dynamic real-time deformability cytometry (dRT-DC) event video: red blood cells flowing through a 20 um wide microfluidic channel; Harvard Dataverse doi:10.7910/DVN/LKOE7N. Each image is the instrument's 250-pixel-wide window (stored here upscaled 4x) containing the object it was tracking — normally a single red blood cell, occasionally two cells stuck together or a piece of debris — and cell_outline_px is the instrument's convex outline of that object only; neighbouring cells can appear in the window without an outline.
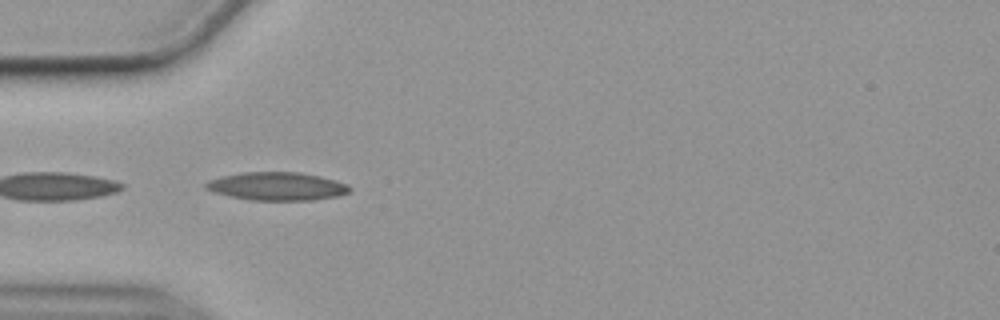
{"species": "common noctule bat (a hibernating species)", "species_latin": "Nyctalus noctula", "temperature_condition": "cold", "stored_images_in_passage": 48, "camera_frame_rate_fps": 3000, "um_per_image_px": 0.085, "animal": {"sex": "female", "body_mass_g": 19.9}, "frame": {"image": 1, "passage_image": 13, "time_ms": 4.0, "image_size_px": [1000, 320], "cell_outline_px": [[352, 188], [348, 192], [340, 196], [312, 200], [252, 200], [232, 196], [216, 192], [204, 188], [204, 184], [208, 180], [220, 176], [244, 172], [296, 172], [320, 176], [336, 180], [348, 184]], "centroid_in_image_um": [23.57, 15.83], "position_along_channel_um": 61.4, "area_um2": 23.58}}
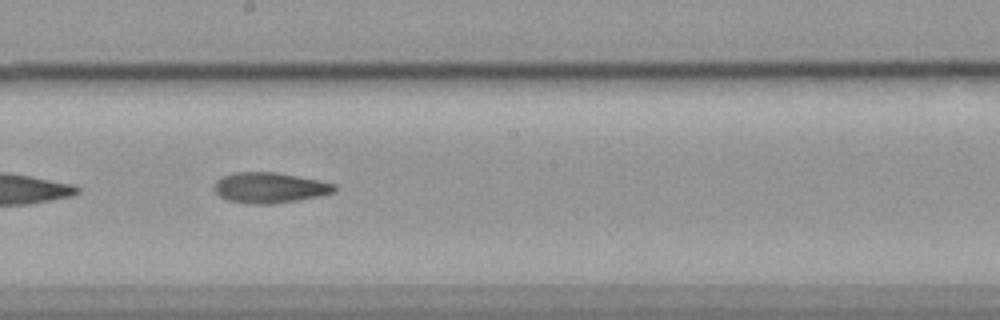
{"frame": {"image": 2, "passage_image": 27, "time_ms": 8.667, "image_size_px": [1000, 320], "cell_outline_px": [[336, 192], [296, 200], [272, 204], [252, 204], [228, 200], [220, 196], [216, 192], [216, 180], [224, 176], [236, 172], [276, 172], [320, 180], [336, 184]], "centroid_in_image_um": [22.96, 15.95], "position_along_channel_um": 225.2, "area_um2": 21.15}}
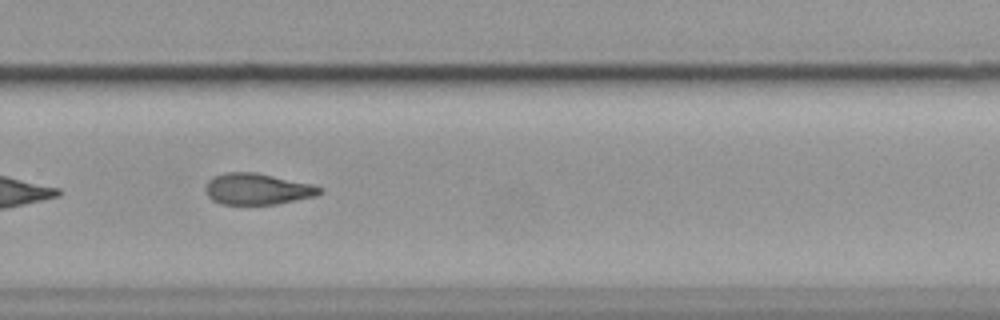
{"frame": {"image": 3, "passage_image": 34, "time_ms": 11.0, "image_size_px": [1000, 320], "cell_outline_px": [[324, 192], [316, 196], [276, 204], [220, 204], [212, 200], [208, 196], [204, 188], [208, 180], [216, 176], [228, 172], [256, 172], [308, 184], [320, 188]], "centroid_in_image_um": [21.83, 16.07], "position_along_channel_um": 308.0, "area_um2": 20.52}, "authors_computed_cell_mechanics": {"area_um2": 21.4149, "velocity_mm_per_s": 3.5636, "shape_relaxation_time_tau1_ms": null, "shape_relaxation_time_tau2_ms": 5.4187, "deformation_change_tau1": null, "deformation_change_tau2": 0.1237}}